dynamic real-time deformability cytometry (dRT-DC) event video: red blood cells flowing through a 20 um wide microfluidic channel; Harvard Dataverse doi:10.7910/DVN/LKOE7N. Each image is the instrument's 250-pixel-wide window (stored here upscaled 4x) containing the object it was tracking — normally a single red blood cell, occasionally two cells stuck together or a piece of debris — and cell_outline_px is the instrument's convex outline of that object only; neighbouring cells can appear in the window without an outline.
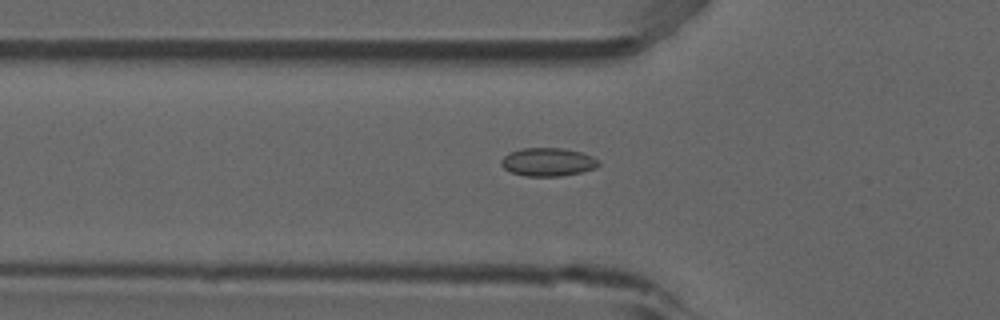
{"species": "common noctule bat (a hibernating species)", "species_latin": "Nyctalus noctula", "temperature_condition": "room temperature", "stored_images_in_passage": 53, "camera_frame_rate_fps": 3000, "um_per_image_px": 0.085, "animal": {"sex": "male", "forearm_length_mm": 52.5}, "frame": {"image": 1, "passage_image": 18, "time_ms": 5.667, "image_size_px": [1000, 320], "cell_outline_px": [[600, 164], [596, 168], [580, 172], [560, 176], [524, 176], [512, 172], [504, 168], [500, 164], [500, 160], [504, 156], [520, 148], [564, 148], [580, 152], [592, 156], [600, 160]], "centroid_in_image_um": [46.58, 13.77], "position_along_channel_um": 79.2, "area_um2": 16.07}}
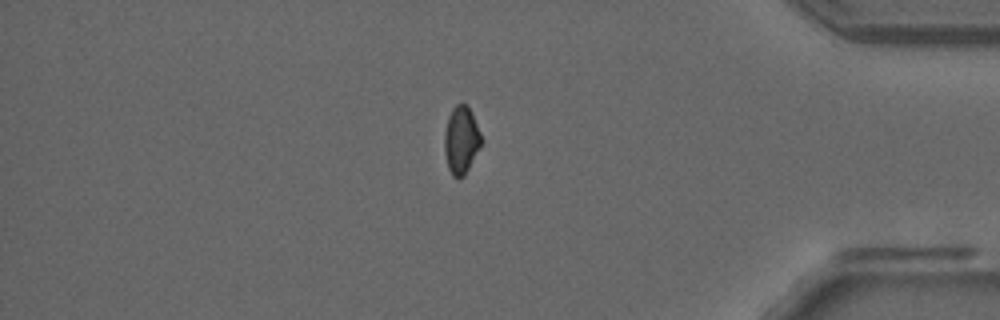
{"frame": {"image": 2, "passage_image": 45, "time_ms": 14.667, "image_size_px": [1000, 320], "cell_outline_px": [[480, 144], [464, 176], [456, 180], [452, 176], [448, 168], [444, 152], [444, 132], [448, 116], [452, 108], [456, 104], [468, 104], [472, 112], [480, 132]], "centroid_in_image_um": [39.16, 11.89], "position_along_channel_um": 396.0, "area_um2": 14.45}}
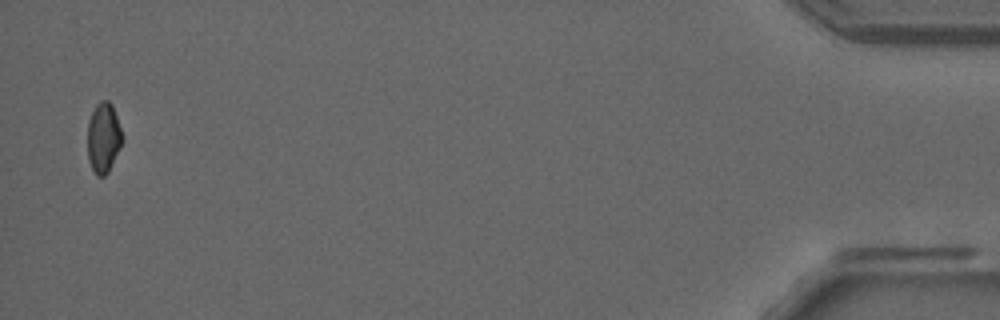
{"frame": {"image": 3, "passage_image": 52, "time_ms": 17.0, "image_size_px": [1000, 320], "cell_outline_px": [[124, 140], [108, 172], [104, 176], [96, 176], [88, 160], [88, 120], [96, 104], [100, 100], [108, 100], [112, 104]], "centroid_in_image_um": [8.79, 11.7], "position_along_channel_um": 426.4, "area_um2": 14.22}, "authors_computed_cell_mechanics": {"area_um2": 15.0858, "velocity_mm_per_s": 3.8699, "shape_relaxation_time_tau1_ms": null, "shape_relaxation_time_tau2_ms": 2.3097, "deformation_change_tau1": null, "deformation_change_tau2": 0.0457}}